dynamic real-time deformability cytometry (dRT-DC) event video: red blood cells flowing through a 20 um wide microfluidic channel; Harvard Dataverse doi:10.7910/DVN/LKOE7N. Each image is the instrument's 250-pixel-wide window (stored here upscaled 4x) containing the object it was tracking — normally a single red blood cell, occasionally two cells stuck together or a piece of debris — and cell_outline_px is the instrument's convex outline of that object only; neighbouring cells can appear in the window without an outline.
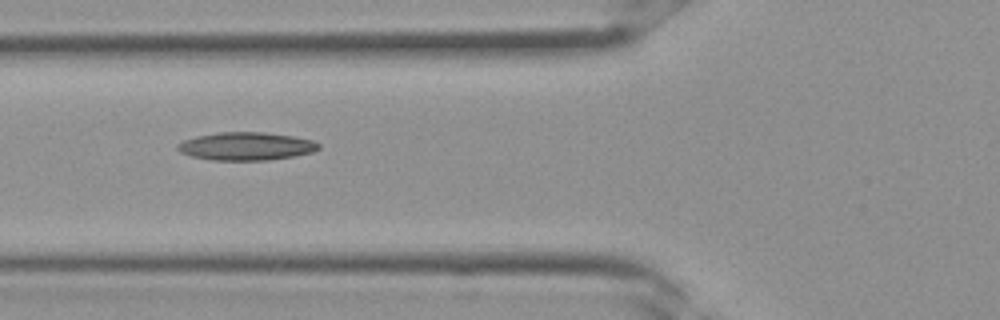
{"species": "Egyptian fruit bat (a non-hibernating species)", "species_latin": "Rousettus aegyptiacus", "temperature_condition": "room temperature", "stored_images_in_passage": 24, "camera_frame_rate_fps": 3000, "um_per_image_px": 0.085, "frame": {"image": 1, "passage_image": 3, "time_ms": 0.667, "image_size_px": [1000, 320], "cell_outline_px": [[320, 148], [312, 152], [292, 156], [268, 160], [212, 160], [192, 156], [180, 152], [176, 148], [176, 144], [184, 140], [196, 136], [220, 132], [264, 132], [292, 136], [312, 140], [320, 144]], "centroid_in_image_um": [20.9, 12.42], "position_along_channel_um": 104.9, "area_um2": 22.95}}
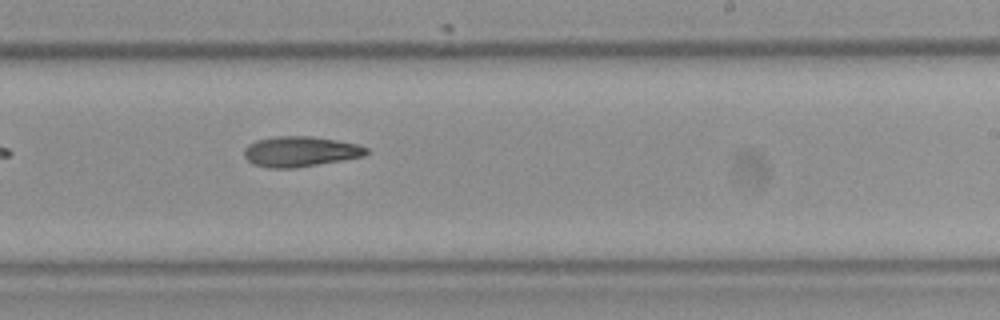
{"frame": {"image": 2, "passage_image": 11, "time_ms": 3.333, "image_size_px": [1000, 320], "cell_outline_px": [[368, 152], [364, 156], [344, 160], [296, 168], [268, 168], [252, 164], [244, 156], [244, 148], [248, 144], [256, 140], [276, 136], [312, 136], [336, 140], [356, 144], [368, 148]], "centroid_in_image_um": [25.5, 12.88], "position_along_channel_um": 263.5, "area_um2": 21.73}}
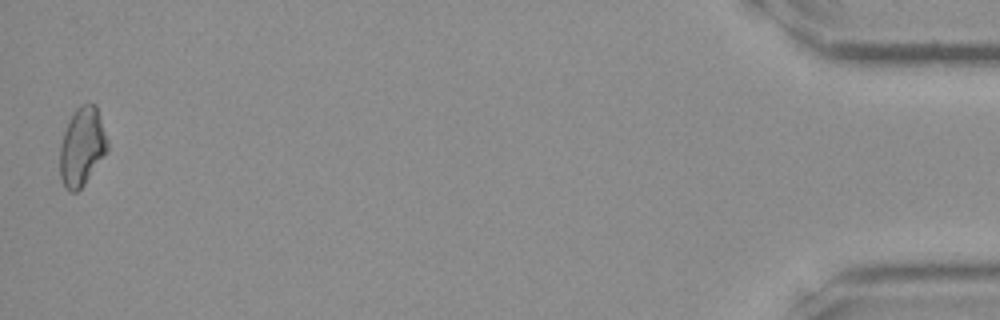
{"frame": {"image": 3, "passage_image": 24, "time_ms": 7.667, "image_size_px": [1000, 320], "cell_outline_px": [[108, 152], [84, 184], [76, 192], [68, 192], [64, 188], [60, 176], [60, 144], [64, 132], [72, 112], [80, 104], [96, 104], [108, 140]], "centroid_in_image_um": [6.97, 12.47], "position_along_channel_um": 428.2, "area_um2": 21.96}}